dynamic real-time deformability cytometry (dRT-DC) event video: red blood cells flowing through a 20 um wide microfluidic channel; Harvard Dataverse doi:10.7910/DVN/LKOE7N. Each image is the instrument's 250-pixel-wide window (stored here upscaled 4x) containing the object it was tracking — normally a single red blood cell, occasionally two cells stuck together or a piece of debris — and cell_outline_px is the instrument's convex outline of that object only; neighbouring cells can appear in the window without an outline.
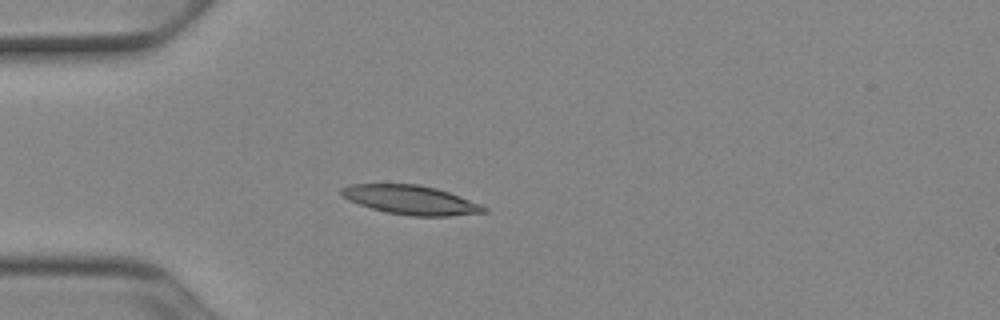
{"species": "Egyptian fruit bat (a non-hibernating species)", "species_latin": "Rousettus aegyptiacus", "temperature_condition": "cold", "stored_images_in_passage": 38, "camera_frame_rate_fps": 3000, "um_per_image_px": 0.085, "animal": {"sex": "female"}, "frame": {"image": 1, "passage_image": 1, "time_ms": 0.0, "image_size_px": [1000, 320], "cell_outline_px": [[488, 212], [448, 216], [412, 216], [388, 212], [372, 208], [348, 200], [340, 192], [340, 188], [348, 184], [416, 184], [436, 188], [460, 196], [480, 204], [488, 208]], "centroid_in_image_um": [34.92, 16.99], "position_along_channel_um": 50.1, "area_um2": 23.99}}
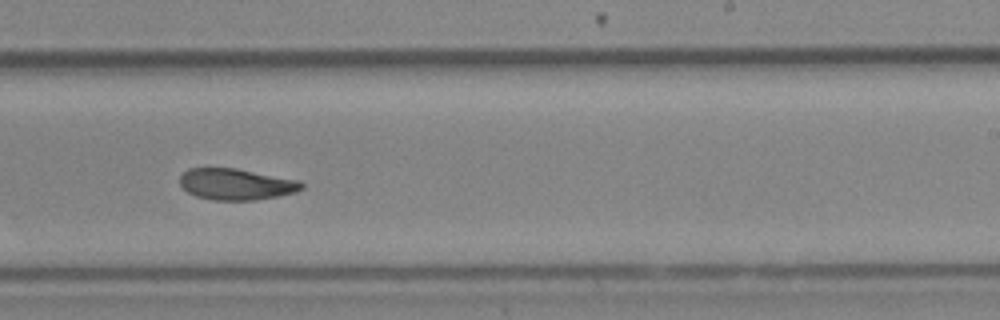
{"frame": {"image": 2, "passage_image": 19, "time_ms": 6.0, "image_size_px": [1000, 320], "cell_outline_px": [[304, 188], [296, 192], [276, 196], [252, 200], [212, 200], [196, 196], [188, 192], [180, 184], [180, 176], [188, 168], [236, 168], [300, 180], [304, 184]], "centroid_in_image_um": [20.08, 15.65], "position_along_channel_um": 268.9, "area_um2": 22.2}}
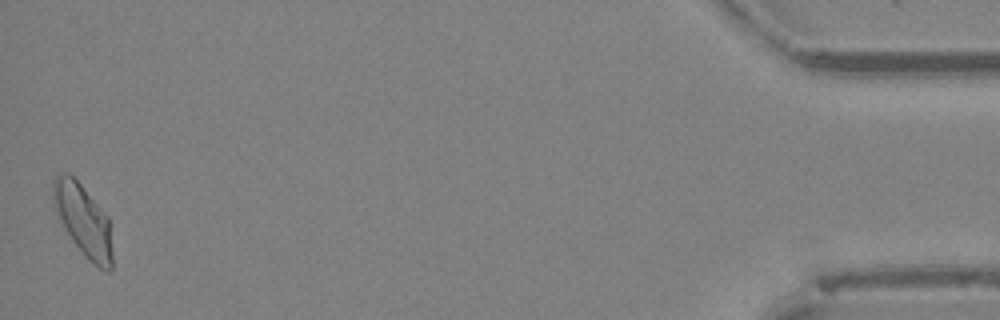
{"frame": {"image": 3, "passage_image": 38, "time_ms": 12.333, "image_size_px": [1000, 320], "cell_outline_px": [[112, 268], [108, 272], [100, 268], [88, 260], [72, 240], [52, 200], [52, 180], [60, 172], [68, 172], [80, 184], [108, 216], [112, 224]], "centroid_in_image_um": [7.12, 18.73], "position_along_channel_um": 428.1, "area_um2": 24.62}, "authors_computed_cell_mechanics": {"area_um2": 23.1489, "velocity_mm_per_s": 3.8943, "shape_relaxation_time_tau1_ms": 4.9184, "shape_relaxation_time_tau2_ms": 4.054, "deformation_change_tau1": 0.1417, "deformation_change_tau2": 0.0718}}